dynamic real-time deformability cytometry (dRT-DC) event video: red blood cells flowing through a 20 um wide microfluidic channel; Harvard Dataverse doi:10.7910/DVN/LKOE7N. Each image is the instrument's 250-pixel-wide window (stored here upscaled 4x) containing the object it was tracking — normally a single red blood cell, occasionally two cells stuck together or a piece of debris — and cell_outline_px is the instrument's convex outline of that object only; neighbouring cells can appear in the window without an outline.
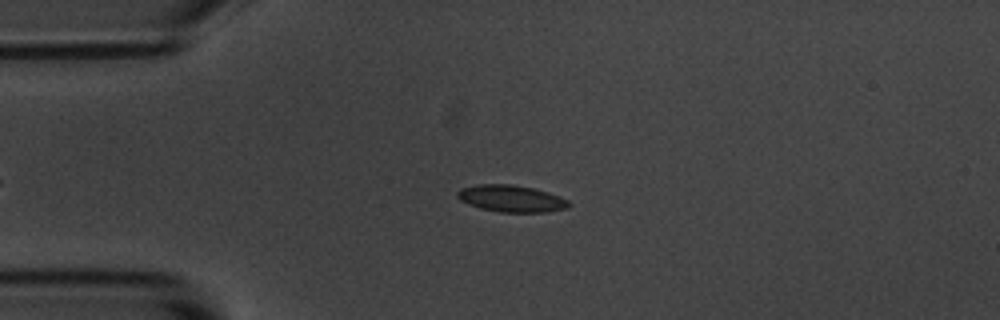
{"species": "common noctule bat (a hibernating species)", "species_latin": "Nyctalus noctula", "temperature_condition": "room temperature", "stored_images_in_passage": 45, "camera_frame_rate_fps": 3000, "um_per_image_px": 0.085, "animal": {"sex": "male", "body_mass_g": 20.1, "forearm_length_mm": 53.5}, "frame": {"image": 1, "passage_image": 8, "time_ms": 2.333, "image_size_px": [1000, 320], "cell_outline_px": [[572, 204], [568, 208], [544, 212], [500, 212], [480, 208], [468, 204], [460, 200], [456, 196], [456, 192], [460, 188], [480, 184], [512, 184], [532, 188], [548, 192], [568, 200]], "centroid_in_image_um": [43.44, 16.88], "position_along_channel_um": 41.6, "area_um2": 17.46}}
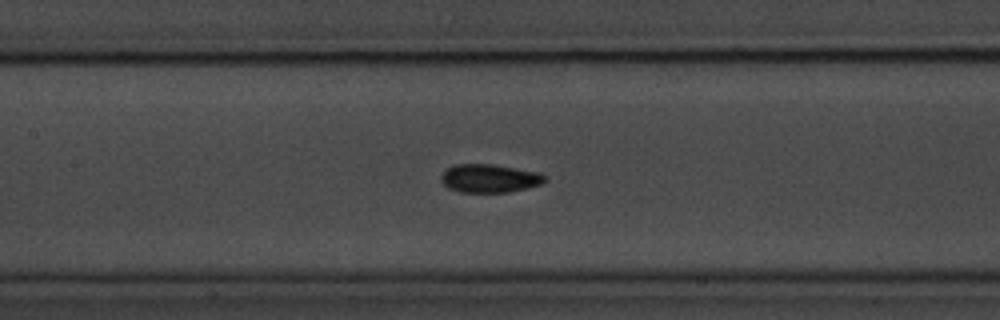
{"frame": {"image": 2, "passage_image": 20, "time_ms": 6.333, "image_size_px": [1000, 320], "cell_outline_px": [[548, 180], [540, 184], [508, 192], [460, 192], [448, 188], [440, 180], [440, 176], [448, 168], [456, 164], [492, 164], [540, 172]], "centroid_in_image_um": [41.6, 15.15], "position_along_channel_um": 165.8, "area_um2": 17.05}}
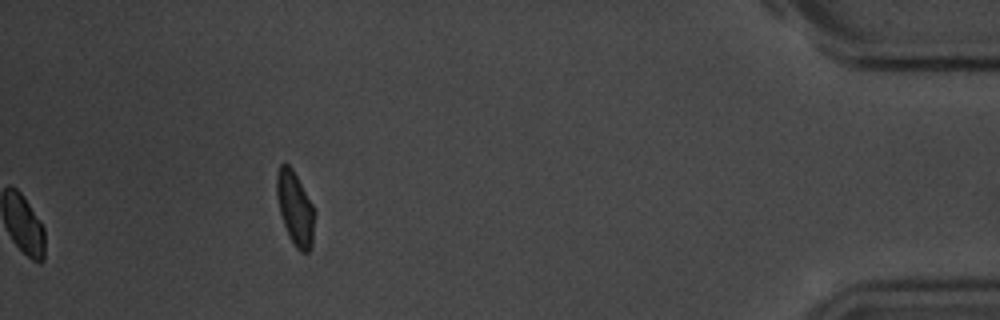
{"frame": {"image": 3, "passage_image": 45, "time_ms": 14.667, "image_size_px": [1000, 320], "cell_outline_px": [[316, 212], [312, 248], [308, 252], [300, 252], [296, 248], [288, 236], [280, 212], [276, 196], [276, 172], [280, 164], [288, 164], [292, 168], [312, 204]], "centroid_in_image_um": [25.09, 17.74], "position_along_channel_um": 410.1, "area_um2": 16.47}, "authors_computed_cell_mechanics": {"area_um2": 16.6464, "velocity_mm_per_s": 3.6262, "shape_relaxation_time_tau1_ms": 2.2517, "shape_relaxation_time_tau2_ms": 1.878, "deformation_change_tau1": 0.0955, "deformation_change_tau2": 0.0524}}